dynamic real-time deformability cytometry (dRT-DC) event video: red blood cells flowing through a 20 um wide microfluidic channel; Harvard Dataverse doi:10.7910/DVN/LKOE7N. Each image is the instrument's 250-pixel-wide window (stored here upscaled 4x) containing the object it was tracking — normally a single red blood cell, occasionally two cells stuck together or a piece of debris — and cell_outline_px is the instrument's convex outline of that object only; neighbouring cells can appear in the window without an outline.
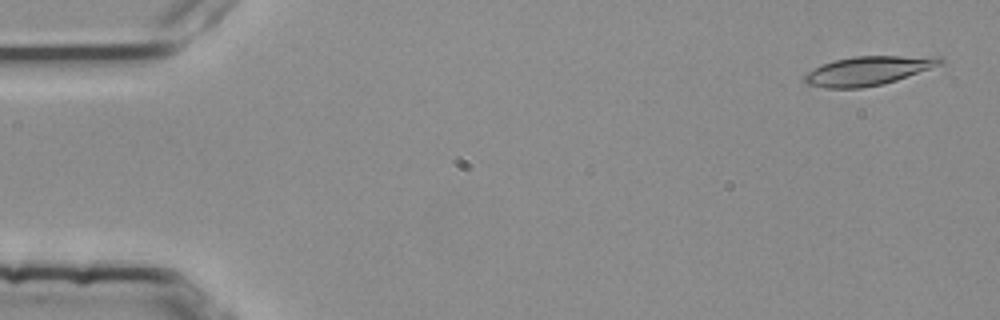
{"species": "common noctule bat (a hibernating species)", "species_latin": "Nyctalus noctula", "temperature_condition": "room temperature", "stored_images_in_passage": 16, "camera_frame_rate_fps": 3000, "um_per_image_px": 0.085, "animal": {"sex": "female", "body_mass_g": 25.1}, "frame": {"image": 1, "passage_image": 2, "time_ms": 0.333, "image_size_px": [1000, 320], "cell_outline_px": [[944, 64], [884, 84], [860, 88], [824, 88], [804, 84], [804, 76], [808, 72], [832, 60], [856, 56], [940, 56], [944, 60]], "centroid_in_image_um": [73.82, 6.01], "position_along_channel_um": 11.2, "area_um2": 23.0}}